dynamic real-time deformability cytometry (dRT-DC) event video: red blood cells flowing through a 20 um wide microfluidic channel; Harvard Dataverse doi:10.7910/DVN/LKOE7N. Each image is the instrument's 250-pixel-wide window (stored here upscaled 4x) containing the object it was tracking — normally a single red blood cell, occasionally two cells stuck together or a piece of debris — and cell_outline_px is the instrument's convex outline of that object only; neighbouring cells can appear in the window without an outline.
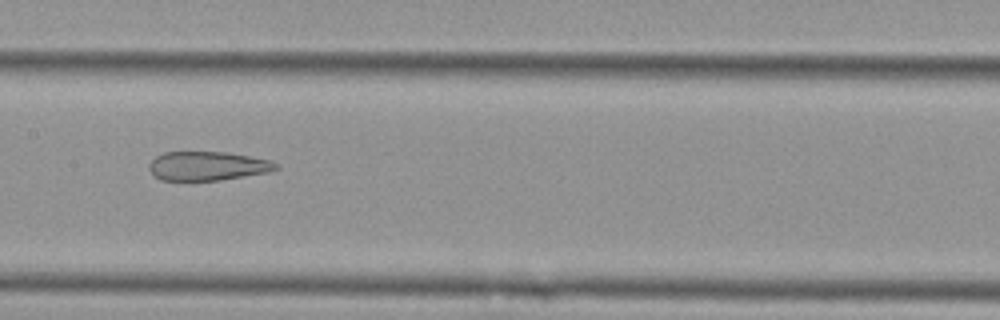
{"species": "Egyptian fruit bat (a non-hibernating species)", "species_latin": "Rousettus aegyptiacus", "temperature_condition": "cold", "stored_images_in_passage": 9, "camera_frame_rate_fps": 3000, "um_per_image_px": 0.085, "animal": {"sex": "female"}, "frame": {"image": 1, "passage_image": 7, "time_ms": 2.0, "image_size_px": [1000, 320], "cell_outline_px": [[280, 168], [268, 172], [220, 180], [160, 180], [148, 168], [148, 164], [156, 156], [164, 152], [228, 152], [272, 160], [280, 164]], "centroid_in_image_um": [17.68, 14.1], "position_along_channel_um": 189.7, "area_um2": 21.5}}
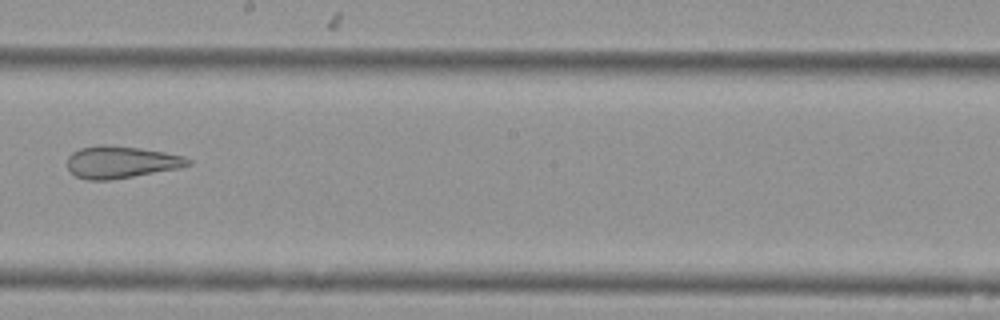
{"frame": {"image": 2, "passage_image": 8, "time_ms": 2.333, "image_size_px": [1000, 320], "cell_outline_px": [[192, 164], [180, 168], [108, 180], [88, 180], [76, 176], [68, 168], [68, 156], [72, 152], [80, 148], [100, 144], [104, 144], [140, 148], [164, 152], [184, 156], [192, 160]], "centroid_in_image_um": [10.3, 13.77], "position_along_channel_um": 237.9, "area_um2": 22.54}}
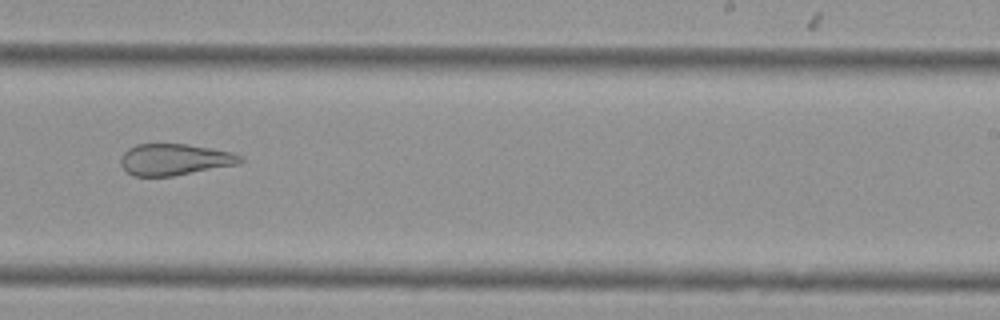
{"frame": {"image": 3, "passage_image": 9, "time_ms": 2.667, "image_size_px": [1000, 320], "cell_outline_px": [[244, 160], [240, 164], [172, 176], [132, 176], [120, 164], [120, 156], [128, 148], [136, 144], [184, 144], [212, 148], [232, 152], [244, 156]], "centroid_in_image_um": [14.86, 13.56], "position_along_channel_um": 274.1, "area_um2": 22.08}}